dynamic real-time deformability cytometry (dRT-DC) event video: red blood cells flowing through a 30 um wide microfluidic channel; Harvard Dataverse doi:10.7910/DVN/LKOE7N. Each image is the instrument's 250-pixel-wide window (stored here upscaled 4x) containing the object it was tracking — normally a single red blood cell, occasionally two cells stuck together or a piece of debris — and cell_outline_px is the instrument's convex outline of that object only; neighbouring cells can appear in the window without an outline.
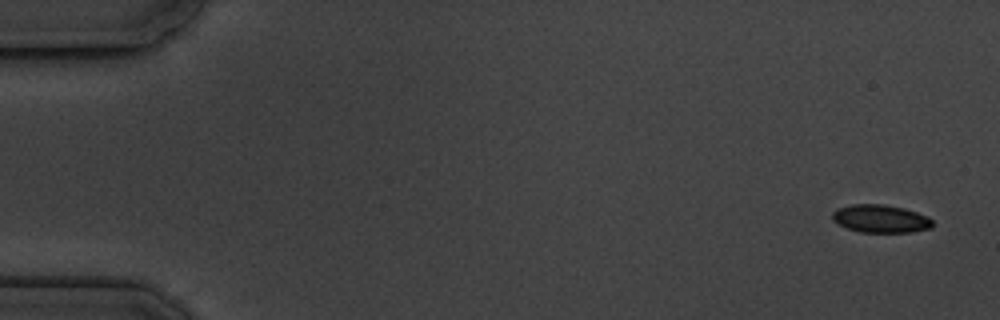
{"species": "common noctule bat (a hibernating species)", "species_latin": "Nyctalus noctula", "temperature_condition": "cold", "stored_images_in_passage": 11, "camera_frame_rate_fps": 3000, "um_per_image_px": 0.085, "animal": {"sex": "male", "body_mass_g": 19.5, "forearm_length_mm": 54.6}, "frame": {"image": 1, "passage_image": 1, "time_ms": 0.0, "image_size_px": [1000, 320], "cell_outline_px": [[932, 228], [912, 232], [860, 232], [848, 228], [832, 220], [832, 212], [836, 208], [852, 204], [884, 204], [904, 208], [928, 216], [932, 220]], "centroid_in_image_um": [74.85, 18.58], "position_along_channel_um": 10.2, "area_um2": 16.36}}
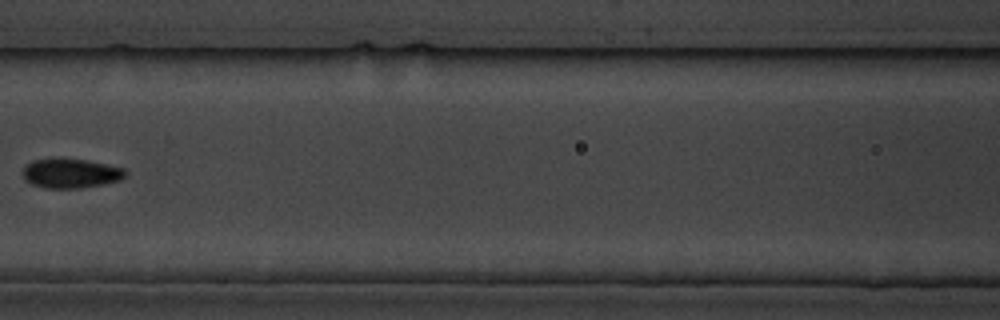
{"frame": {"image": 2, "passage_image": 8, "time_ms": 8.0, "image_size_px": [1000, 320], "cell_outline_px": [[128, 172], [120, 180], [104, 184], [80, 188], [48, 188], [32, 184], [24, 180], [24, 168], [32, 160], [52, 156], [88, 160], [124, 168]], "centroid_in_image_um": [6.01, 14.7], "position_along_channel_um": 160.6, "area_um2": 17.98}}
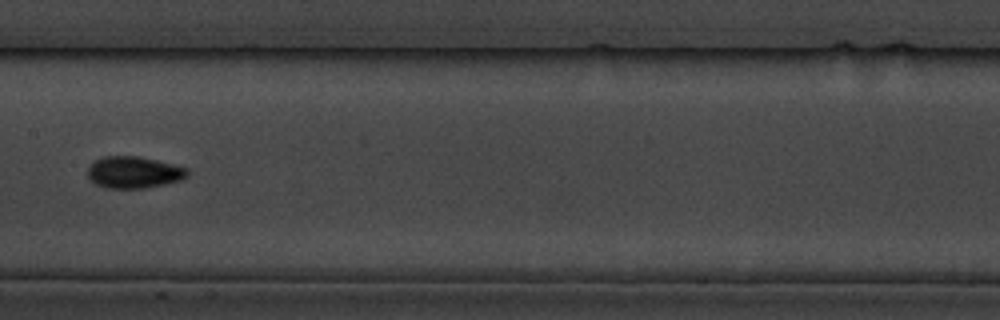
{"frame": {"image": 3, "passage_image": 9, "time_ms": 9.0, "image_size_px": [1000, 320], "cell_outline_px": [[188, 176], [180, 180], [164, 184], [144, 188], [104, 188], [96, 184], [88, 176], [88, 168], [96, 160], [104, 156], [136, 156], [156, 160], [188, 168]], "centroid_in_image_um": [11.38, 14.65], "position_along_channel_um": 196.0, "area_um2": 18.26}}